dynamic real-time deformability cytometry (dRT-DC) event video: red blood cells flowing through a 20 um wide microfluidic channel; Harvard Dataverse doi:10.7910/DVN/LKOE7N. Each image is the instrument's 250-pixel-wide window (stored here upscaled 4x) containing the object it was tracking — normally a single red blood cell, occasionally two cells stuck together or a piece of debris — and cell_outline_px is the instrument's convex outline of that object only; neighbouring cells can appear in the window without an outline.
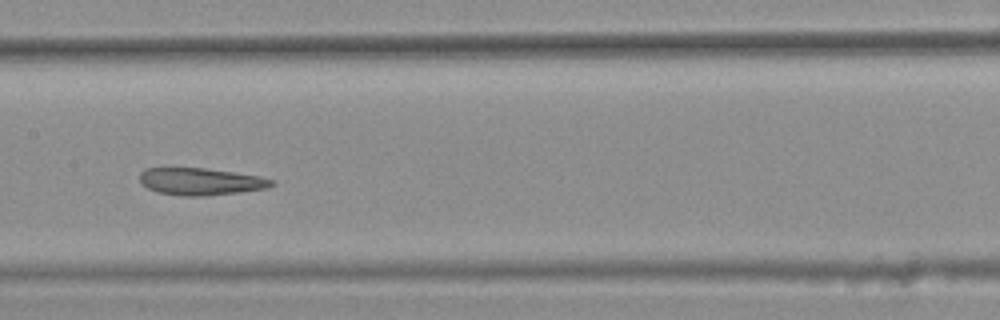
{"species": "common noctule bat (a hibernating species)", "species_latin": "Nyctalus noctula", "temperature_condition": "warm", "stored_images_in_passage": 10, "camera_frame_rate_fps": 3000, "um_per_image_px": 0.085, "animal": {"sex": "female", "body_mass_g": 25.1}, "frame": {"image": 1, "passage_image": 9, "time_ms": 2.667, "image_size_px": [1000, 320], "cell_outline_px": [[276, 184], [268, 188], [240, 192], [204, 196], [184, 196], [156, 192], [140, 184], [140, 172], [144, 168], [204, 168], [260, 176], [272, 180]], "centroid_in_image_um": [17.04, 15.43], "position_along_channel_um": 190.4, "area_um2": 20.92}}
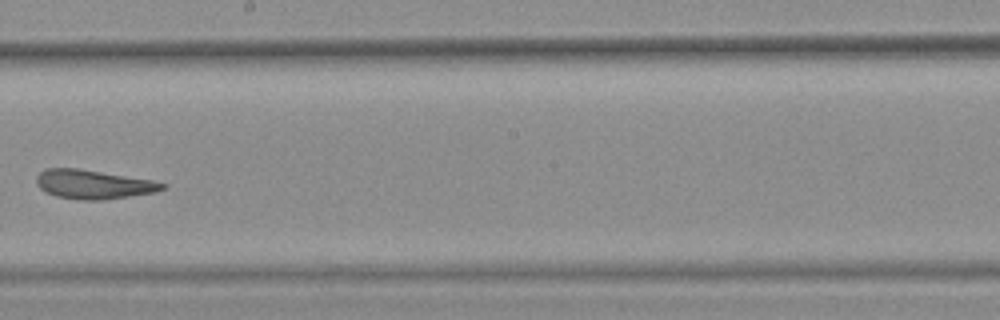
{"frame": {"image": 2, "passage_image": 10, "time_ms": 3.0, "image_size_px": [1000, 320], "cell_outline_px": [[168, 184], [164, 188], [156, 192], [100, 200], [80, 200], [56, 196], [44, 192], [36, 184], [36, 176], [44, 168], [76, 168], [152, 180]], "centroid_in_image_um": [7.89, 15.67], "position_along_channel_um": 240.3, "area_um2": 21.21}}